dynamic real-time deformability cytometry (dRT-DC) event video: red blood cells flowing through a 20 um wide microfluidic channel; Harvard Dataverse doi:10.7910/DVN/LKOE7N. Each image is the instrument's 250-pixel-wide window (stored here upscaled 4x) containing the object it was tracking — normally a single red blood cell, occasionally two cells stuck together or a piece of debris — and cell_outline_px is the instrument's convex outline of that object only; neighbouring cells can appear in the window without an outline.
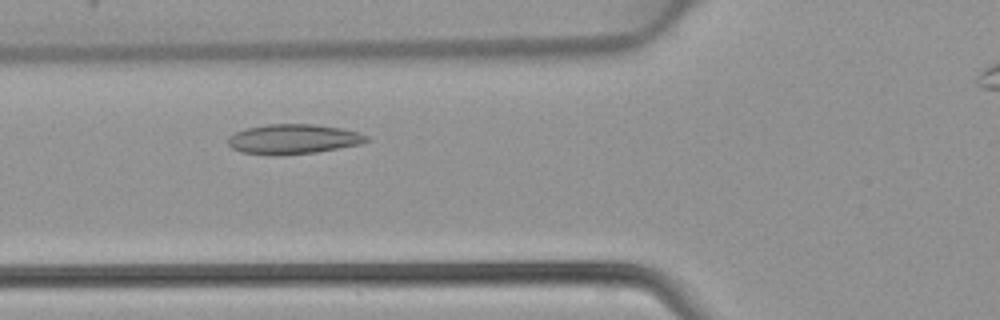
{"species": "common noctule bat (a hibernating species)", "species_latin": "Nyctalus noctula", "temperature_condition": "warm", "stored_images_in_passage": 36, "camera_frame_rate_fps": 3000, "um_per_image_px": 0.085, "animal": {"sex": "female", "body_mass_g": 22.7, "forearm_length_mm": 54.2}, "frame": {"image": 1, "passage_image": 11, "time_ms": 3.333, "image_size_px": [1000, 320], "cell_outline_px": [[372, 140], [360, 144], [316, 152], [240, 152], [232, 148], [228, 144], [228, 136], [236, 132], [248, 128], [268, 124], [312, 124], [340, 128], [360, 132], [368, 136]], "centroid_in_image_um": [25.0, 11.77], "position_along_channel_um": 100.8, "area_um2": 23.06}}
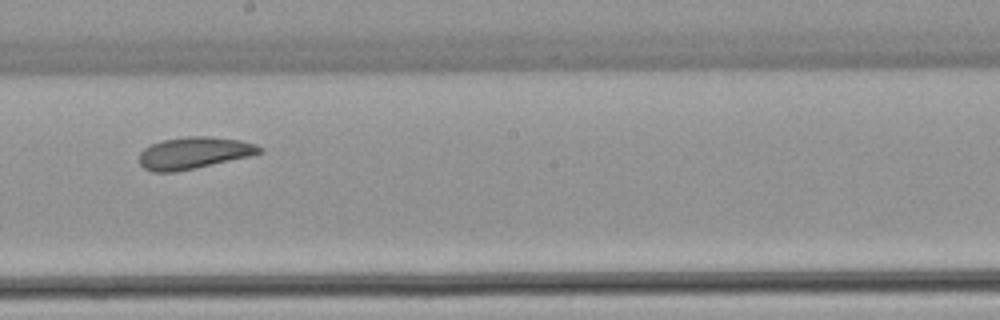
{"frame": {"image": 2, "passage_image": 20, "time_ms": 6.333, "image_size_px": [1000, 320], "cell_outline_px": [[264, 152], [248, 156], [196, 168], [172, 172], [152, 172], [144, 168], [140, 164], [140, 152], [144, 148], [152, 144], [164, 140], [184, 136], [204, 136], [240, 140], [256, 144], [264, 148]], "centroid_in_image_um": [16.49, 13.0], "position_along_channel_um": 231.7, "area_um2": 22.2}}
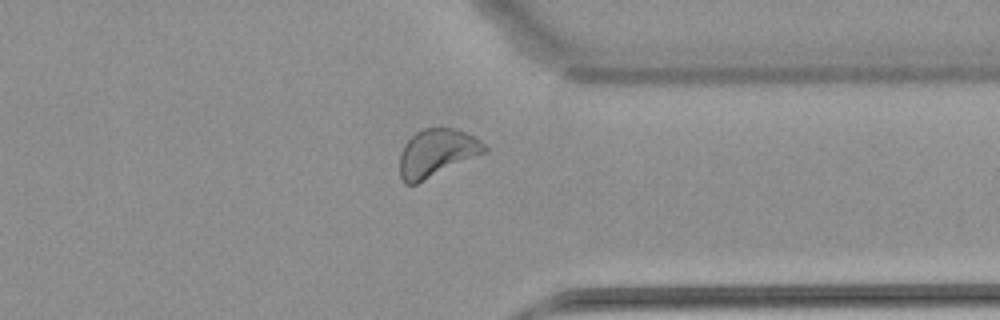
{"frame": {"image": 3, "passage_image": 30, "time_ms": 9.667, "image_size_px": [1000, 320], "cell_outline_px": [[488, 152], [416, 184], [404, 184], [400, 176], [400, 152], [404, 144], [416, 132], [424, 128], [456, 128], [480, 140], [488, 148]], "centroid_in_image_um": [37.13, 13.0], "position_along_channel_um": 374.3, "area_um2": 23.64}}